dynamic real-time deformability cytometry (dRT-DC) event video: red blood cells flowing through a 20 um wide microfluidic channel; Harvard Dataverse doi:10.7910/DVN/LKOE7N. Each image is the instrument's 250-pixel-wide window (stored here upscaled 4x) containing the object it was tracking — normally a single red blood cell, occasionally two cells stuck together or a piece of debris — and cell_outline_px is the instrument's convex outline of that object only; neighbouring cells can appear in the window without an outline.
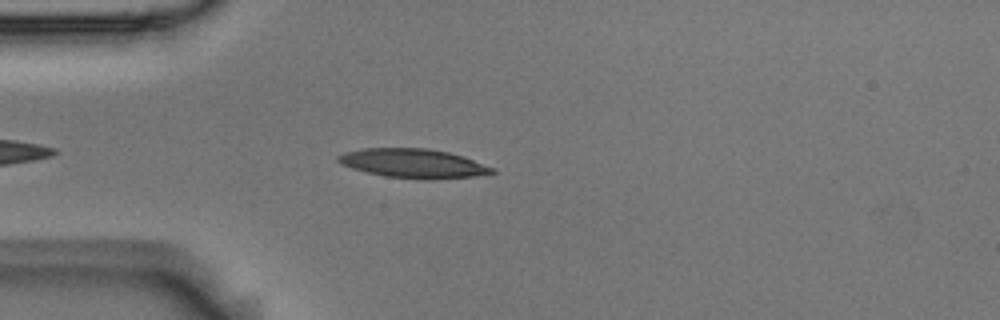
{"species": "Egyptian fruit bat (a non-hibernating species)", "species_latin": "Rousettus aegyptiacus", "temperature_condition": "room temperature", "stored_images_in_passage": 4, "camera_frame_rate_fps": 3000, "um_per_image_px": 0.085, "animal": {"sex": "male"}, "frame": {"image": 1, "passage_image": 3, "time_ms": 0.667, "image_size_px": [1000, 320], "cell_outline_px": [[496, 172], [472, 176], [432, 180], [384, 176], [352, 168], [336, 160], [336, 156], [344, 152], [364, 148], [428, 148], [448, 152], [464, 156], [492, 168]], "centroid_in_image_um": [35.1, 13.88], "position_along_channel_um": 49.9, "area_um2": 25.89}}